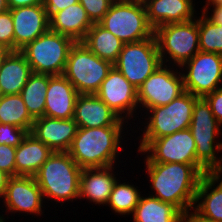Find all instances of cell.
Instances as JSON below:
<instances>
[{
    "label": "cell",
    "instance_id": "6da1fadb",
    "mask_svg": "<svg viewBox=\"0 0 222 222\" xmlns=\"http://www.w3.org/2000/svg\"><path fill=\"white\" fill-rule=\"evenodd\" d=\"M142 163L151 186L149 195L174 205L183 215L194 208L200 179L206 174L203 170L196 164Z\"/></svg>",
    "mask_w": 222,
    "mask_h": 222
},
{
    "label": "cell",
    "instance_id": "7a4b0ae2",
    "mask_svg": "<svg viewBox=\"0 0 222 222\" xmlns=\"http://www.w3.org/2000/svg\"><path fill=\"white\" fill-rule=\"evenodd\" d=\"M131 127L133 125L78 128L67 152L82 169L103 168L117 165V162L121 165L124 162L126 164V160L121 161L123 156H120L127 149L125 144H127L129 137L127 138L126 136L128 131H132ZM128 128L130 130H127Z\"/></svg>",
    "mask_w": 222,
    "mask_h": 222
},
{
    "label": "cell",
    "instance_id": "3957f363",
    "mask_svg": "<svg viewBox=\"0 0 222 222\" xmlns=\"http://www.w3.org/2000/svg\"><path fill=\"white\" fill-rule=\"evenodd\" d=\"M198 98L190 92L185 91L169 104L150 108L144 114L140 115L139 120L134 125L135 128L132 127V133L128 134V136L130 135V139L135 135L134 138L137 142L140 140L137 151H141L153 139L188 129L192 119L193 107ZM141 119H144V121H141ZM137 124L142 126H138ZM136 129H139L138 131L142 132V134H137L138 131ZM133 133L137 134V138L136 134Z\"/></svg>",
    "mask_w": 222,
    "mask_h": 222
},
{
    "label": "cell",
    "instance_id": "277c9868",
    "mask_svg": "<svg viewBox=\"0 0 222 222\" xmlns=\"http://www.w3.org/2000/svg\"><path fill=\"white\" fill-rule=\"evenodd\" d=\"M81 173L82 168L68 152L54 151L34 178L42 190L45 202H55L57 205L62 203V207L66 202L69 204L79 200Z\"/></svg>",
    "mask_w": 222,
    "mask_h": 222
},
{
    "label": "cell",
    "instance_id": "5b68a950",
    "mask_svg": "<svg viewBox=\"0 0 222 222\" xmlns=\"http://www.w3.org/2000/svg\"><path fill=\"white\" fill-rule=\"evenodd\" d=\"M189 129L196 144V165L205 173L220 172L222 141L219 137H222V125L204 97L195 101Z\"/></svg>",
    "mask_w": 222,
    "mask_h": 222
},
{
    "label": "cell",
    "instance_id": "8992f818",
    "mask_svg": "<svg viewBox=\"0 0 222 222\" xmlns=\"http://www.w3.org/2000/svg\"><path fill=\"white\" fill-rule=\"evenodd\" d=\"M99 24L124 44L149 39L154 35L143 0H114Z\"/></svg>",
    "mask_w": 222,
    "mask_h": 222
},
{
    "label": "cell",
    "instance_id": "52a82bcc",
    "mask_svg": "<svg viewBox=\"0 0 222 222\" xmlns=\"http://www.w3.org/2000/svg\"><path fill=\"white\" fill-rule=\"evenodd\" d=\"M154 35L162 64L180 68L200 51L198 15L184 23L159 26L154 30Z\"/></svg>",
    "mask_w": 222,
    "mask_h": 222
},
{
    "label": "cell",
    "instance_id": "ba28073f",
    "mask_svg": "<svg viewBox=\"0 0 222 222\" xmlns=\"http://www.w3.org/2000/svg\"><path fill=\"white\" fill-rule=\"evenodd\" d=\"M75 41L50 29L20 51L34 73L63 75L68 54Z\"/></svg>",
    "mask_w": 222,
    "mask_h": 222
},
{
    "label": "cell",
    "instance_id": "9c48e42d",
    "mask_svg": "<svg viewBox=\"0 0 222 222\" xmlns=\"http://www.w3.org/2000/svg\"><path fill=\"white\" fill-rule=\"evenodd\" d=\"M113 64L99 58L82 42L71 47L63 75L79 94H95Z\"/></svg>",
    "mask_w": 222,
    "mask_h": 222
},
{
    "label": "cell",
    "instance_id": "30bf717a",
    "mask_svg": "<svg viewBox=\"0 0 222 222\" xmlns=\"http://www.w3.org/2000/svg\"><path fill=\"white\" fill-rule=\"evenodd\" d=\"M162 65L155 35L149 39L123 44L113 64L137 89Z\"/></svg>",
    "mask_w": 222,
    "mask_h": 222
},
{
    "label": "cell",
    "instance_id": "8fae6325",
    "mask_svg": "<svg viewBox=\"0 0 222 222\" xmlns=\"http://www.w3.org/2000/svg\"><path fill=\"white\" fill-rule=\"evenodd\" d=\"M184 92L180 68L162 64L137 89L139 114L167 105Z\"/></svg>",
    "mask_w": 222,
    "mask_h": 222
},
{
    "label": "cell",
    "instance_id": "7c38bea8",
    "mask_svg": "<svg viewBox=\"0 0 222 222\" xmlns=\"http://www.w3.org/2000/svg\"><path fill=\"white\" fill-rule=\"evenodd\" d=\"M184 89L197 97H205L222 87V55L197 52L180 67Z\"/></svg>",
    "mask_w": 222,
    "mask_h": 222
},
{
    "label": "cell",
    "instance_id": "4fadbf2b",
    "mask_svg": "<svg viewBox=\"0 0 222 222\" xmlns=\"http://www.w3.org/2000/svg\"><path fill=\"white\" fill-rule=\"evenodd\" d=\"M1 200L3 204H1L0 209L2 212L5 211V214L2 213L1 215L5 219L6 217L7 219L10 218L8 215L13 216V214L14 216L19 214L18 217L24 214V216L32 215V217L35 216L37 218L38 216L45 215V205L49 207L45 203L42 190L34 176L18 175L10 177L5 194Z\"/></svg>",
    "mask_w": 222,
    "mask_h": 222
},
{
    "label": "cell",
    "instance_id": "5bb4252c",
    "mask_svg": "<svg viewBox=\"0 0 222 222\" xmlns=\"http://www.w3.org/2000/svg\"><path fill=\"white\" fill-rule=\"evenodd\" d=\"M137 152L143 162L196 164V144L189 128L153 139Z\"/></svg>",
    "mask_w": 222,
    "mask_h": 222
},
{
    "label": "cell",
    "instance_id": "9a60e30c",
    "mask_svg": "<svg viewBox=\"0 0 222 222\" xmlns=\"http://www.w3.org/2000/svg\"><path fill=\"white\" fill-rule=\"evenodd\" d=\"M95 94L129 125L135 124L133 121L137 123L136 118L139 120L137 88L115 66L109 70Z\"/></svg>",
    "mask_w": 222,
    "mask_h": 222
},
{
    "label": "cell",
    "instance_id": "2e32d148",
    "mask_svg": "<svg viewBox=\"0 0 222 222\" xmlns=\"http://www.w3.org/2000/svg\"><path fill=\"white\" fill-rule=\"evenodd\" d=\"M9 11L14 25V51H20L50 29L43 4L18 7Z\"/></svg>",
    "mask_w": 222,
    "mask_h": 222
},
{
    "label": "cell",
    "instance_id": "e0dca14e",
    "mask_svg": "<svg viewBox=\"0 0 222 222\" xmlns=\"http://www.w3.org/2000/svg\"><path fill=\"white\" fill-rule=\"evenodd\" d=\"M78 130L73 118L58 119L47 116L34 119L30 133L53 152H67Z\"/></svg>",
    "mask_w": 222,
    "mask_h": 222
},
{
    "label": "cell",
    "instance_id": "ac0fdd59",
    "mask_svg": "<svg viewBox=\"0 0 222 222\" xmlns=\"http://www.w3.org/2000/svg\"><path fill=\"white\" fill-rule=\"evenodd\" d=\"M73 119L78 128L128 125L96 94H79L77 96Z\"/></svg>",
    "mask_w": 222,
    "mask_h": 222
},
{
    "label": "cell",
    "instance_id": "d6986e66",
    "mask_svg": "<svg viewBox=\"0 0 222 222\" xmlns=\"http://www.w3.org/2000/svg\"><path fill=\"white\" fill-rule=\"evenodd\" d=\"M121 168L119 164L103 168H86L82 169L80 177L79 200L97 205L106 206L112 188L118 179V171ZM115 171V172H114ZM117 172V173H116ZM116 174V175H115ZM93 202V204H92Z\"/></svg>",
    "mask_w": 222,
    "mask_h": 222
},
{
    "label": "cell",
    "instance_id": "ffe728a7",
    "mask_svg": "<svg viewBox=\"0 0 222 222\" xmlns=\"http://www.w3.org/2000/svg\"><path fill=\"white\" fill-rule=\"evenodd\" d=\"M197 0H143L147 20L155 30L169 23H184L197 17Z\"/></svg>",
    "mask_w": 222,
    "mask_h": 222
},
{
    "label": "cell",
    "instance_id": "44dd1931",
    "mask_svg": "<svg viewBox=\"0 0 222 222\" xmlns=\"http://www.w3.org/2000/svg\"><path fill=\"white\" fill-rule=\"evenodd\" d=\"M79 93L64 75H49L44 116L71 119Z\"/></svg>",
    "mask_w": 222,
    "mask_h": 222
},
{
    "label": "cell",
    "instance_id": "7402d4cb",
    "mask_svg": "<svg viewBox=\"0 0 222 222\" xmlns=\"http://www.w3.org/2000/svg\"><path fill=\"white\" fill-rule=\"evenodd\" d=\"M193 210L204 219L222 222V175L219 172L202 176Z\"/></svg>",
    "mask_w": 222,
    "mask_h": 222
},
{
    "label": "cell",
    "instance_id": "603a6c76",
    "mask_svg": "<svg viewBox=\"0 0 222 222\" xmlns=\"http://www.w3.org/2000/svg\"><path fill=\"white\" fill-rule=\"evenodd\" d=\"M50 30L81 42L94 24L78 2L59 11L50 20Z\"/></svg>",
    "mask_w": 222,
    "mask_h": 222
},
{
    "label": "cell",
    "instance_id": "cb8c5ba5",
    "mask_svg": "<svg viewBox=\"0 0 222 222\" xmlns=\"http://www.w3.org/2000/svg\"><path fill=\"white\" fill-rule=\"evenodd\" d=\"M32 73L21 51H9L0 67V86L3 94H20Z\"/></svg>",
    "mask_w": 222,
    "mask_h": 222
},
{
    "label": "cell",
    "instance_id": "d4e9b609",
    "mask_svg": "<svg viewBox=\"0 0 222 222\" xmlns=\"http://www.w3.org/2000/svg\"><path fill=\"white\" fill-rule=\"evenodd\" d=\"M53 151L31 133L16 147V176H34Z\"/></svg>",
    "mask_w": 222,
    "mask_h": 222
},
{
    "label": "cell",
    "instance_id": "484cf974",
    "mask_svg": "<svg viewBox=\"0 0 222 222\" xmlns=\"http://www.w3.org/2000/svg\"><path fill=\"white\" fill-rule=\"evenodd\" d=\"M184 215L172 204L141 195L132 213L133 222H183Z\"/></svg>",
    "mask_w": 222,
    "mask_h": 222
},
{
    "label": "cell",
    "instance_id": "4316f807",
    "mask_svg": "<svg viewBox=\"0 0 222 222\" xmlns=\"http://www.w3.org/2000/svg\"><path fill=\"white\" fill-rule=\"evenodd\" d=\"M99 58L114 64L122 50L123 42L99 23H94L81 41Z\"/></svg>",
    "mask_w": 222,
    "mask_h": 222
},
{
    "label": "cell",
    "instance_id": "83f0119b",
    "mask_svg": "<svg viewBox=\"0 0 222 222\" xmlns=\"http://www.w3.org/2000/svg\"><path fill=\"white\" fill-rule=\"evenodd\" d=\"M131 180L129 182L118 178L113 185L112 192L109 196V200L107 201L106 207H110V209L115 215H120L123 217H129V215L133 213L137 204L139 203V199L142 195V191H140V187L135 186ZM130 183V184H129Z\"/></svg>",
    "mask_w": 222,
    "mask_h": 222
},
{
    "label": "cell",
    "instance_id": "f1b7e54d",
    "mask_svg": "<svg viewBox=\"0 0 222 222\" xmlns=\"http://www.w3.org/2000/svg\"><path fill=\"white\" fill-rule=\"evenodd\" d=\"M49 74L32 73L20 95L33 119L44 116Z\"/></svg>",
    "mask_w": 222,
    "mask_h": 222
},
{
    "label": "cell",
    "instance_id": "f546056e",
    "mask_svg": "<svg viewBox=\"0 0 222 222\" xmlns=\"http://www.w3.org/2000/svg\"><path fill=\"white\" fill-rule=\"evenodd\" d=\"M0 123L12 124L30 133L34 119L28 113L20 94L3 95L0 98Z\"/></svg>",
    "mask_w": 222,
    "mask_h": 222
},
{
    "label": "cell",
    "instance_id": "4dcf8cb0",
    "mask_svg": "<svg viewBox=\"0 0 222 222\" xmlns=\"http://www.w3.org/2000/svg\"><path fill=\"white\" fill-rule=\"evenodd\" d=\"M200 13H198L200 51L222 55V25L215 24L202 11Z\"/></svg>",
    "mask_w": 222,
    "mask_h": 222
},
{
    "label": "cell",
    "instance_id": "1f68e13d",
    "mask_svg": "<svg viewBox=\"0 0 222 222\" xmlns=\"http://www.w3.org/2000/svg\"><path fill=\"white\" fill-rule=\"evenodd\" d=\"M29 132L12 124L0 123V144L17 147Z\"/></svg>",
    "mask_w": 222,
    "mask_h": 222
},
{
    "label": "cell",
    "instance_id": "d6a6232c",
    "mask_svg": "<svg viewBox=\"0 0 222 222\" xmlns=\"http://www.w3.org/2000/svg\"><path fill=\"white\" fill-rule=\"evenodd\" d=\"M114 0H79L93 23H99Z\"/></svg>",
    "mask_w": 222,
    "mask_h": 222
},
{
    "label": "cell",
    "instance_id": "836d02e7",
    "mask_svg": "<svg viewBox=\"0 0 222 222\" xmlns=\"http://www.w3.org/2000/svg\"><path fill=\"white\" fill-rule=\"evenodd\" d=\"M14 25L11 12L0 14V46L14 51Z\"/></svg>",
    "mask_w": 222,
    "mask_h": 222
},
{
    "label": "cell",
    "instance_id": "e575fe53",
    "mask_svg": "<svg viewBox=\"0 0 222 222\" xmlns=\"http://www.w3.org/2000/svg\"><path fill=\"white\" fill-rule=\"evenodd\" d=\"M15 155V147L0 144V170L6 172L11 177L16 176Z\"/></svg>",
    "mask_w": 222,
    "mask_h": 222
},
{
    "label": "cell",
    "instance_id": "d590c367",
    "mask_svg": "<svg viewBox=\"0 0 222 222\" xmlns=\"http://www.w3.org/2000/svg\"><path fill=\"white\" fill-rule=\"evenodd\" d=\"M204 98L210 104L214 117L222 125V87L207 94Z\"/></svg>",
    "mask_w": 222,
    "mask_h": 222
},
{
    "label": "cell",
    "instance_id": "8d00e7d4",
    "mask_svg": "<svg viewBox=\"0 0 222 222\" xmlns=\"http://www.w3.org/2000/svg\"><path fill=\"white\" fill-rule=\"evenodd\" d=\"M79 0H43L46 16L50 20L59 11L78 3Z\"/></svg>",
    "mask_w": 222,
    "mask_h": 222
},
{
    "label": "cell",
    "instance_id": "74e56055",
    "mask_svg": "<svg viewBox=\"0 0 222 222\" xmlns=\"http://www.w3.org/2000/svg\"><path fill=\"white\" fill-rule=\"evenodd\" d=\"M198 9L202 11L215 24L222 25V3L207 4L204 8ZM210 10V11H209Z\"/></svg>",
    "mask_w": 222,
    "mask_h": 222
},
{
    "label": "cell",
    "instance_id": "f35d334b",
    "mask_svg": "<svg viewBox=\"0 0 222 222\" xmlns=\"http://www.w3.org/2000/svg\"><path fill=\"white\" fill-rule=\"evenodd\" d=\"M9 9L43 4V0H7Z\"/></svg>",
    "mask_w": 222,
    "mask_h": 222
},
{
    "label": "cell",
    "instance_id": "ab89813d",
    "mask_svg": "<svg viewBox=\"0 0 222 222\" xmlns=\"http://www.w3.org/2000/svg\"><path fill=\"white\" fill-rule=\"evenodd\" d=\"M183 222H213L199 216L193 209L184 215Z\"/></svg>",
    "mask_w": 222,
    "mask_h": 222
},
{
    "label": "cell",
    "instance_id": "60d3db41",
    "mask_svg": "<svg viewBox=\"0 0 222 222\" xmlns=\"http://www.w3.org/2000/svg\"><path fill=\"white\" fill-rule=\"evenodd\" d=\"M10 175L7 174L6 172L0 170V201L3 198L5 191H6V187L8 184V181L10 179ZM1 204V202H0Z\"/></svg>",
    "mask_w": 222,
    "mask_h": 222
},
{
    "label": "cell",
    "instance_id": "b9f144b4",
    "mask_svg": "<svg viewBox=\"0 0 222 222\" xmlns=\"http://www.w3.org/2000/svg\"><path fill=\"white\" fill-rule=\"evenodd\" d=\"M9 10L7 0H0V14L7 12Z\"/></svg>",
    "mask_w": 222,
    "mask_h": 222
},
{
    "label": "cell",
    "instance_id": "7bdbcfd3",
    "mask_svg": "<svg viewBox=\"0 0 222 222\" xmlns=\"http://www.w3.org/2000/svg\"><path fill=\"white\" fill-rule=\"evenodd\" d=\"M8 52L9 50L7 48L0 46V67H1L3 59L5 58Z\"/></svg>",
    "mask_w": 222,
    "mask_h": 222
},
{
    "label": "cell",
    "instance_id": "ee69618b",
    "mask_svg": "<svg viewBox=\"0 0 222 222\" xmlns=\"http://www.w3.org/2000/svg\"><path fill=\"white\" fill-rule=\"evenodd\" d=\"M205 3V4H204ZM222 0H205V2H203V4L201 6H203V8L207 5V4H221Z\"/></svg>",
    "mask_w": 222,
    "mask_h": 222
},
{
    "label": "cell",
    "instance_id": "f6af8a7d",
    "mask_svg": "<svg viewBox=\"0 0 222 222\" xmlns=\"http://www.w3.org/2000/svg\"><path fill=\"white\" fill-rule=\"evenodd\" d=\"M7 220L0 214V222H6Z\"/></svg>",
    "mask_w": 222,
    "mask_h": 222
},
{
    "label": "cell",
    "instance_id": "bcb514c9",
    "mask_svg": "<svg viewBox=\"0 0 222 222\" xmlns=\"http://www.w3.org/2000/svg\"><path fill=\"white\" fill-rule=\"evenodd\" d=\"M3 92H2V89H1V86H0V98L3 96Z\"/></svg>",
    "mask_w": 222,
    "mask_h": 222
}]
</instances>
